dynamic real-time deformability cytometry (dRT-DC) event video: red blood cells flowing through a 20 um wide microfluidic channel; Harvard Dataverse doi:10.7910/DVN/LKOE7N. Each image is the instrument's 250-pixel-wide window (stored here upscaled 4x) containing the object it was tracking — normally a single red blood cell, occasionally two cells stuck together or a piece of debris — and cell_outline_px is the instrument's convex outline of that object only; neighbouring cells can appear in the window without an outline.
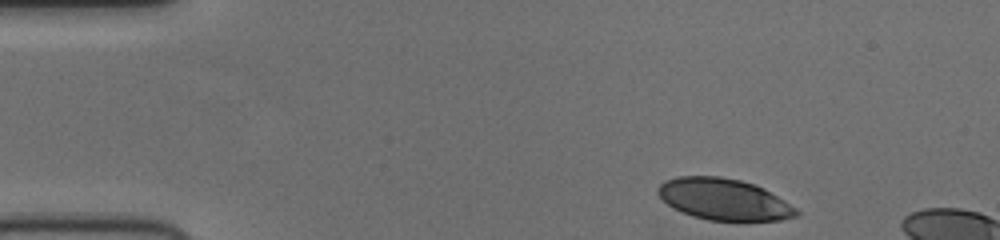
{"species": "human", "species_latin": "Homo sapiens", "temperature_condition": "cold", "stored_images_in_passage": 8, "camera_frame_rate_fps": 3000, "um_per_image_px": 0.085, "donor": {"sex": "female"}, "frame": {"image": 1, "passage_image": 1, "time_ms": 0.0, "image_size_px": [1000, 240], "cell_outline_px": [[800, 216], [780, 220], [708, 220], [692, 216], [672, 208], [656, 192], [656, 188], [664, 180], [676, 176], [720, 176], [740, 180], [756, 184], [764, 188], [784, 200], [796, 208], [800, 212]], "centroid_in_image_um": [61.52, 16.93], "position_along_channel_um": 23.5, "area_um2": 33.58}}